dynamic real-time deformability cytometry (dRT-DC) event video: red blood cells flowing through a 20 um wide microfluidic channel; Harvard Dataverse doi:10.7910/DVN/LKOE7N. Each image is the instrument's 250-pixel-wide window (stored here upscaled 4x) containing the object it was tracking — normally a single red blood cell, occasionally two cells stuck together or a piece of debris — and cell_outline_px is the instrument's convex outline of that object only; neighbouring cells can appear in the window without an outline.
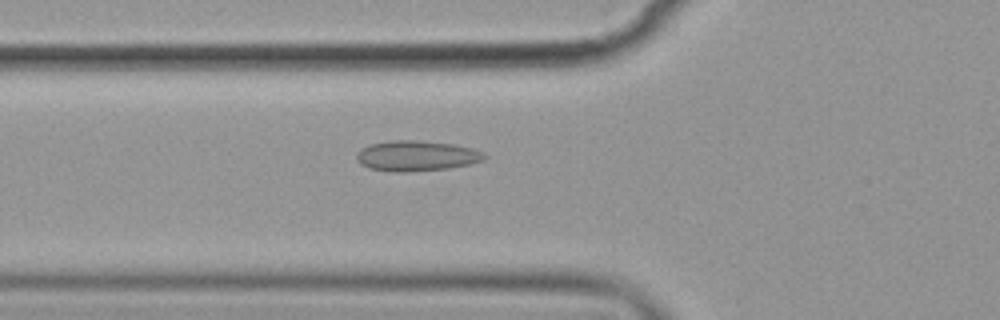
{"species": "common noctule bat (a hibernating species)", "species_latin": "Nyctalus noctula", "temperature_condition": "cold", "stored_images_in_passage": 6, "camera_frame_rate_fps": 3000, "um_per_image_px": 0.085, "animal": {"sex": "female", "body_mass_g": 19.9}, "frame": {"image": 1, "passage_image": 6, "time_ms": 6.667, "image_size_px": [1000, 320], "cell_outline_px": [[488, 156], [484, 160], [468, 164], [448, 168], [408, 172], [392, 172], [368, 168], [360, 164], [356, 160], [356, 152], [360, 148], [368, 144], [392, 140], [416, 140], [452, 144], [472, 148], [484, 152]], "centroid_in_image_um": [35.35, 13.25], "position_along_channel_um": 90.4, "area_um2": 22.89}}